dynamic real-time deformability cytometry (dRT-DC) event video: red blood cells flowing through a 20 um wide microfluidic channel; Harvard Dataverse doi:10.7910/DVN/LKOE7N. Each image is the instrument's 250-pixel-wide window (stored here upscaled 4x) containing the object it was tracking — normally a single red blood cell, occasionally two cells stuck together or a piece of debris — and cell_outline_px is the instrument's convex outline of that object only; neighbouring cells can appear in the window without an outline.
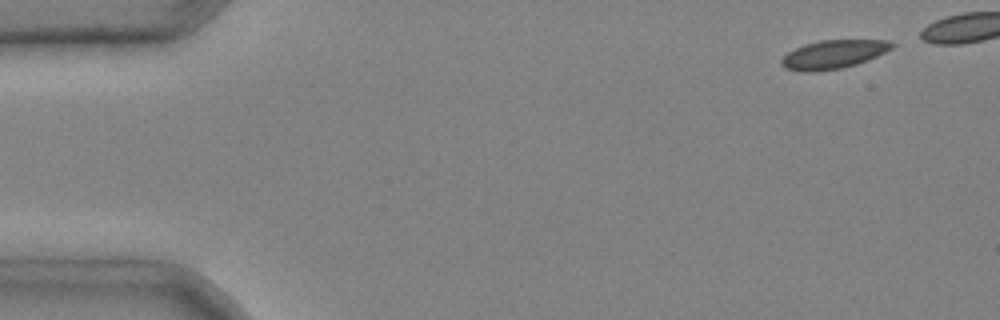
{"species": "common noctule bat (a hibernating species)", "species_latin": "Nyctalus noctula", "temperature_condition": "cold", "stored_images_in_passage": 5, "camera_frame_rate_fps": 3000, "um_per_image_px": 0.085, "animal": {"sex": "male", "body_mass_g": 20.4}, "frame": {"image": 1, "passage_image": 1, "time_ms": 0.0, "image_size_px": [1000, 320], "cell_outline_px": [[896, 44], [892, 48], [868, 60], [856, 64], [840, 68], [812, 72], [800, 72], [784, 68], [780, 64], [780, 60], [788, 52], [804, 44], [820, 40], [888, 40]], "centroid_in_image_um": [70.81, 4.62], "position_along_channel_um": 14.2, "area_um2": 18.38}}
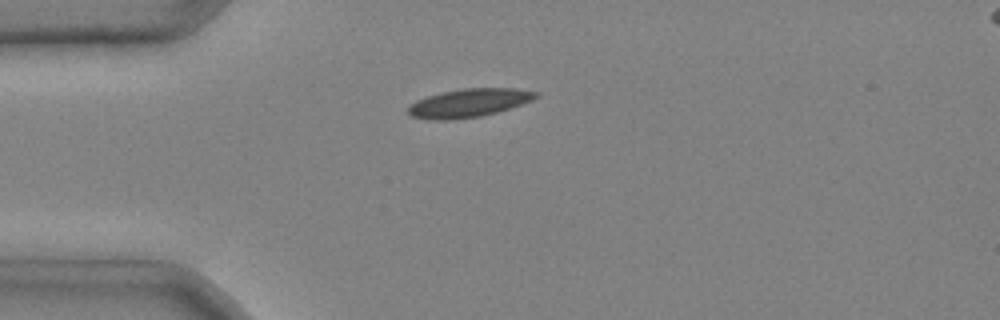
{"frame": {"image": 2, "passage_image": 5, "time_ms": 1.333, "image_size_px": [1000, 320], "cell_outline_px": [[540, 96], [532, 100], [496, 112], [480, 116], [448, 120], [428, 120], [412, 116], [408, 112], [408, 108], [416, 100], [440, 92], [464, 88], [516, 88], [540, 92]], "centroid_in_image_um": [39.87, 8.74], "position_along_channel_um": 45.1, "area_um2": 21.04}}